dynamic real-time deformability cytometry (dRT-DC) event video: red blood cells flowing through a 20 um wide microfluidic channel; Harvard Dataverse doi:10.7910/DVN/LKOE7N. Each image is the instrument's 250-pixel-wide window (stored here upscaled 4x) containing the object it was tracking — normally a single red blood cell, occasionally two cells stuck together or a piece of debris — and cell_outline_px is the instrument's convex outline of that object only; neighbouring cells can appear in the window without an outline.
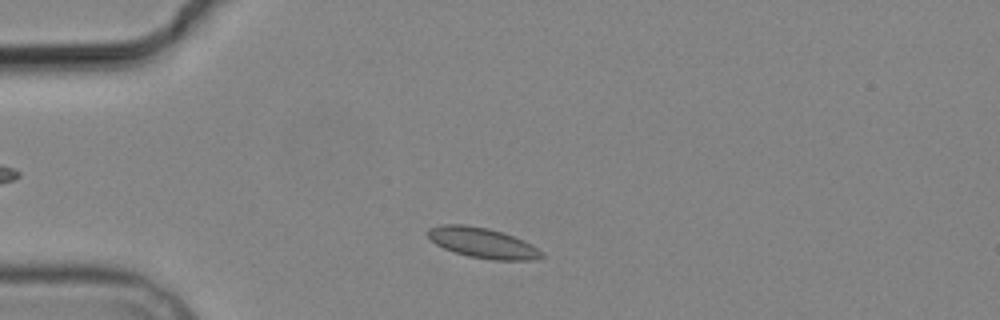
{"species": "common noctule bat (a hibernating species)", "species_latin": "Nyctalus noctula", "temperature_condition": "cold", "stored_images_in_passage": 3, "camera_frame_rate_fps": 3000, "um_per_image_px": 0.085, "animal": {"sex": "male", "body_mass_g": 19.2, "forearm_length_mm": 51.8}, "frame": {"image": 1, "passage_image": 1, "time_ms": 0.0, "image_size_px": [1000, 320], "cell_outline_px": [[544, 256], [532, 260], [492, 260], [468, 256], [444, 248], [436, 244], [428, 236], [428, 228], [444, 224], [464, 224], [488, 228], [524, 240], [532, 244]], "centroid_in_image_um": [41.01, 20.64], "position_along_channel_um": 44.0, "area_um2": 19.83}}
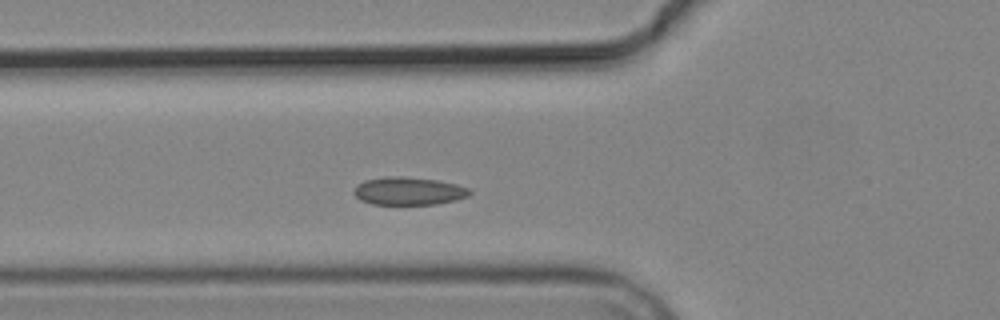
{"frame": {"image": 2, "passage_image": 3, "time_ms": 2.0, "image_size_px": [1000, 320], "cell_outline_px": [[472, 192], [468, 196], [456, 200], [436, 204], [372, 204], [360, 200], [352, 192], [364, 180], [388, 176], [400, 176], [436, 180], [456, 184], [468, 188]], "centroid_in_image_um": [34.74, 16.24], "position_along_channel_um": 91.1, "area_um2": 18.67}}